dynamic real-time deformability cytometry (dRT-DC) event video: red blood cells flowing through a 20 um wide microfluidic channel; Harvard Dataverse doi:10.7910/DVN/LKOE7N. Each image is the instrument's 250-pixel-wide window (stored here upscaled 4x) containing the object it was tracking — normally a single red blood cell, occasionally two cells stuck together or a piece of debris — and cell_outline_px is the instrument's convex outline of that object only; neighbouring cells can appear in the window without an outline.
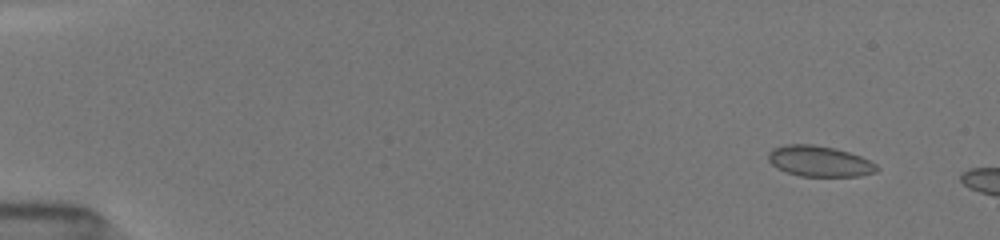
{"species": "common noctule bat (a hibernating species)", "species_latin": "Nyctalus noctula", "temperature_condition": "room temperature", "stored_images_in_passage": 10, "camera_frame_rate_fps": 3000, "um_per_image_px": 0.085, "animal": {"sex": "female", "body_mass_g": 19.5, "forearm_length_mm": 54.1}, "frame": {"image": 1, "passage_image": 5, "time_ms": 1.333, "image_size_px": [1000, 240], "cell_outline_px": [[880, 168], [876, 172], [860, 176], [800, 176], [788, 172], [772, 164], [768, 160], [768, 156], [772, 148], [788, 144], [812, 144], [832, 148], [848, 152], [860, 156], [876, 164]], "centroid_in_image_um": [69.67, 13.71], "position_along_channel_um": 15.3, "area_um2": 19.19}}